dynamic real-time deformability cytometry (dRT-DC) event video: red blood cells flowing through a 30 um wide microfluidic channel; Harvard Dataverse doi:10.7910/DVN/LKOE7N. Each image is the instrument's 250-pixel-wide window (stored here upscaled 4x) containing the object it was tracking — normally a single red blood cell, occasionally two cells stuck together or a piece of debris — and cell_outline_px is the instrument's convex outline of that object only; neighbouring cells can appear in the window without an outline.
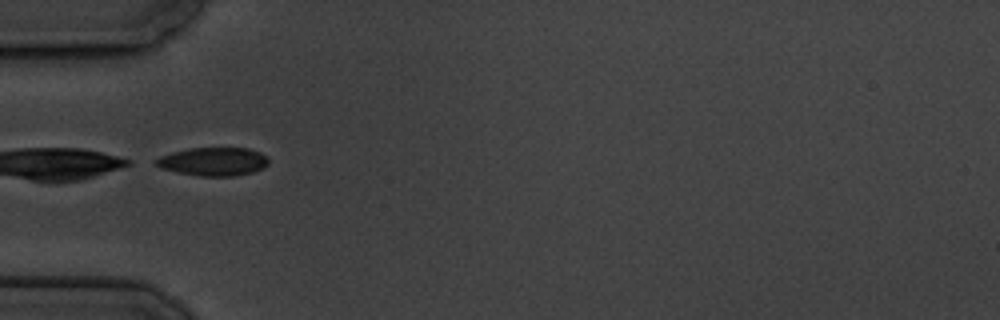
{"species": "common noctule bat (a hibernating species)", "species_latin": "Nyctalus noctula", "temperature_condition": "cold", "stored_images_in_passage": 5, "camera_frame_rate_fps": 3000, "um_per_image_px": 0.085, "animal": {"sex": "male", "body_mass_g": 19.5, "forearm_length_mm": 54.6}, "frame": {"image": 1, "passage_image": 4, "time_ms": 3.667, "image_size_px": [1000, 320], "cell_outline_px": [[268, 164], [264, 168], [252, 172], [232, 176], [200, 176], [160, 168], [152, 164], [152, 160], [160, 156], [172, 152], [188, 148], [248, 148], [260, 152], [268, 156]], "centroid_in_image_um": [18.11, 13.72], "position_along_channel_um": 66.9, "area_um2": 18.79}}